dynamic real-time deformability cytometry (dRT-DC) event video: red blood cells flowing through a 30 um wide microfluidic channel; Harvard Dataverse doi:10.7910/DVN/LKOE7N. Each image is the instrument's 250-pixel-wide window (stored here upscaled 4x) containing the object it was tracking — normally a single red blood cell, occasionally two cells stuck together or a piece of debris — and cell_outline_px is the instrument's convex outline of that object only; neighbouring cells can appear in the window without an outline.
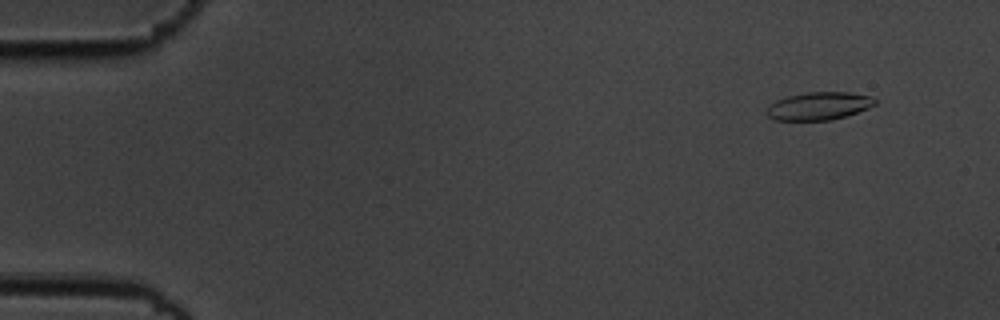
{"species": "common noctule bat (a hibernating species)", "species_latin": "Nyctalus noctula", "temperature_condition": "cold", "stored_images_in_passage": 53, "camera_frame_rate_fps": 3000, "um_per_image_px": 0.085, "animal": {"sex": "male", "body_mass_g": 19.5, "forearm_length_mm": 54.6}, "frame": {"image": 1, "passage_image": 2, "time_ms": 0.333, "image_size_px": [1000, 320], "cell_outline_px": [[876, 104], [868, 108], [832, 120], [772, 120], [764, 112], [776, 100], [788, 96], [808, 92], [848, 92], [872, 96], [876, 100]], "centroid_in_image_um": [69.6, 9.01], "position_along_channel_um": 15.4, "area_um2": 17.51}}
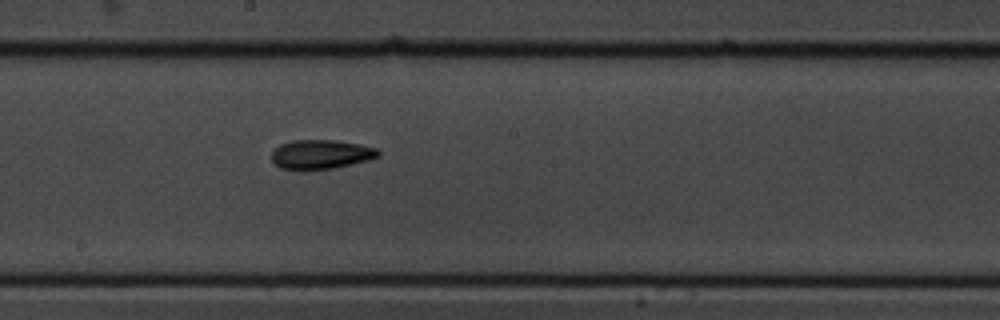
{"frame": {"image": 2, "passage_image": 28, "time_ms": 9.0, "image_size_px": [1000, 320], "cell_outline_px": [[380, 156], [368, 160], [352, 164], [332, 168], [280, 168], [272, 160], [272, 152], [280, 144], [292, 140], [336, 140], [360, 144], [376, 148], [380, 152]], "centroid_in_image_um": [27.31, 13.09], "position_along_channel_um": 220.9, "area_um2": 17.8}}
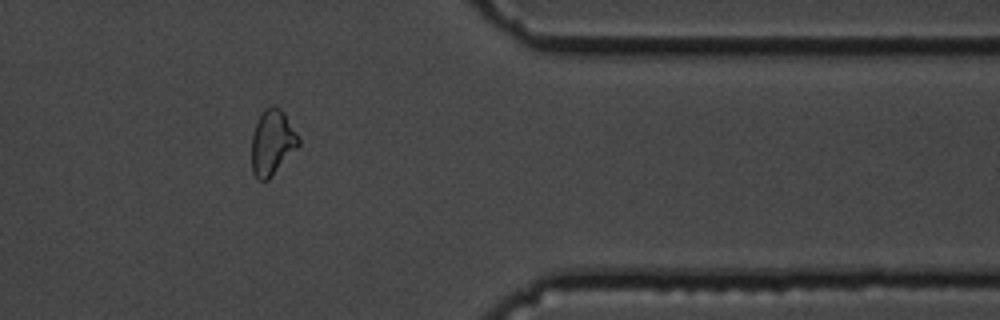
{"frame": {"image": 3, "passage_image": 43, "time_ms": 14.0, "image_size_px": [1000, 320], "cell_outline_px": [[300, 144], [268, 180], [256, 180], [252, 172], [252, 136], [256, 124], [264, 108], [272, 104], [276, 104], [284, 112], [300, 140]], "centroid_in_image_um": [23.13, 12.09], "position_along_channel_um": 388.3, "area_um2": 17.74}, "authors_computed_cell_mechanics": {"area_um2": 17.918, "velocity_mm_per_s": 3.6512, "shape_relaxation_time_tau1_ms": 3.6949, "shape_relaxation_time_tau2_ms": 4.1056, "deformation_change_tau1": 0.1107, "deformation_change_tau2": 0.1112}}